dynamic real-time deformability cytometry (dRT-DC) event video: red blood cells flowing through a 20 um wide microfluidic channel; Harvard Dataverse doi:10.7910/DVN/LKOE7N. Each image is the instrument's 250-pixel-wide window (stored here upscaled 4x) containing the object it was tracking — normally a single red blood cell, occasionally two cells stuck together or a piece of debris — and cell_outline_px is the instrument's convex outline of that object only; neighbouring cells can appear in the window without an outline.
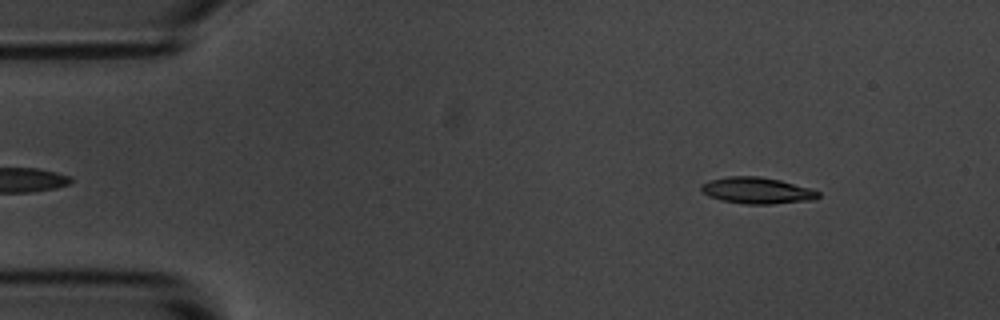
{"species": "common noctule bat (a hibernating species)", "species_latin": "Nyctalus noctula", "temperature_condition": "room temperature", "stored_images_in_passage": 51, "camera_frame_rate_fps": 3000, "um_per_image_px": 0.085, "animal": {"sex": "male", "body_mass_g": 20.1, "forearm_length_mm": 53.5}, "frame": {"image": 1, "passage_image": 3, "time_ms": 0.667, "image_size_px": [1000, 320], "cell_outline_px": [[820, 196], [816, 200], [772, 204], [744, 204], [720, 200], [708, 196], [700, 188], [700, 184], [708, 180], [728, 176], [760, 176], [780, 180], [812, 188], [820, 192]], "centroid_in_image_um": [64.37, 16.19], "position_along_channel_um": 20.6, "area_um2": 18.32}}
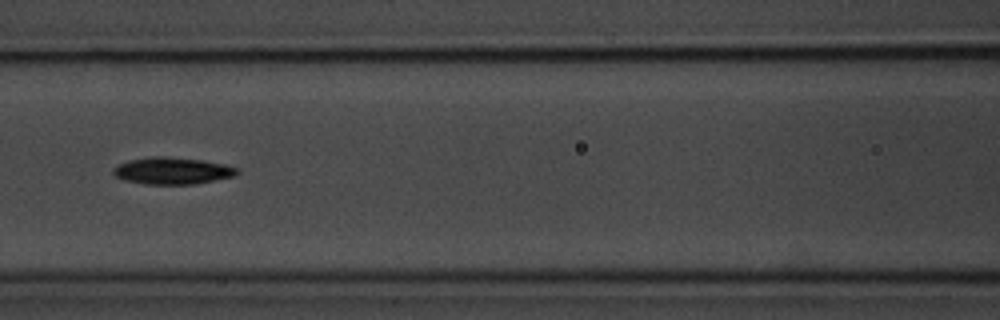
{"frame": {"image": 2, "passage_image": 20, "time_ms": 6.333, "image_size_px": [1000, 320], "cell_outline_px": [[240, 172], [236, 176], [196, 184], [144, 184], [124, 180], [116, 176], [112, 172], [112, 168], [120, 164], [132, 160], [152, 156], [160, 156], [204, 160], [224, 164], [236, 168]], "centroid_in_image_um": [14.68, 14.52], "position_along_channel_um": 151.9, "area_um2": 19.36}}
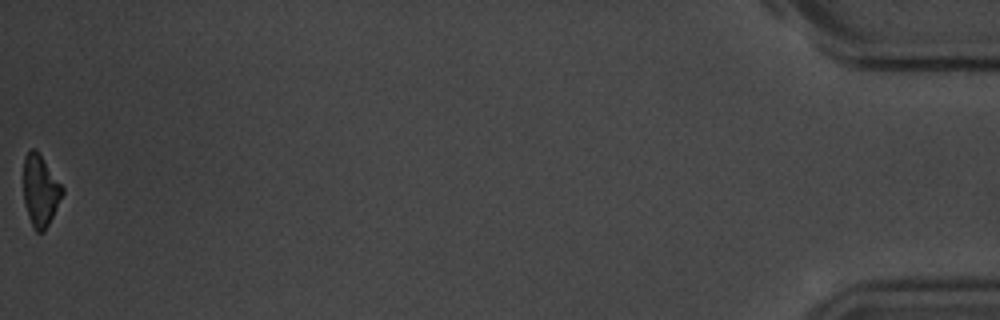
{"frame": {"image": 3, "passage_image": 51, "time_ms": 16.667, "image_size_px": [1000, 320], "cell_outline_px": [[64, 192], [44, 232], [36, 232], [32, 228], [24, 204], [24, 156], [32, 148], [36, 148], [64, 188]], "centroid_in_image_um": [3.42, 16.2], "position_along_channel_um": 431.8, "area_um2": 16.13}, "authors_computed_cell_mechanics": {"area_um2": 18.0336, "velocity_mm_per_s": 3.6826, "shape_relaxation_time_tau1_ms": 2.4296, "shape_relaxation_time_tau2_ms": null, "deformation_change_tau1": 0.1092, "deformation_change_tau2": null}}